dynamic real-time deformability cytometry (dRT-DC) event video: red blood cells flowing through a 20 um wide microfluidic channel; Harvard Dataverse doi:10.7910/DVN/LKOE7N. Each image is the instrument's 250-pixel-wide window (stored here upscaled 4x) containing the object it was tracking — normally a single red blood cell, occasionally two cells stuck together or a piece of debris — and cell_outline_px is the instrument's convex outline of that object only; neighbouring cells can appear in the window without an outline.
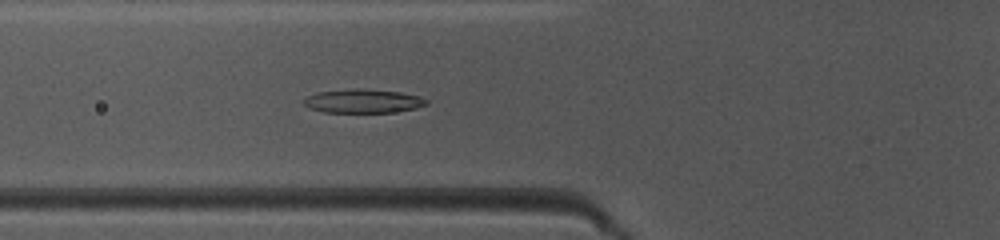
{"species": "common noctule bat (a hibernating species)", "species_latin": "Nyctalus noctula", "temperature_condition": "warm", "stored_images_in_passage": 41, "camera_frame_rate_fps": 3000, "um_per_image_px": 0.085, "animal": {"sex": "female", "body_mass_g": 10.0, "forearm_length_mm": 53.1}, "frame": {"image": 1, "passage_image": 11, "time_ms": 3.333, "image_size_px": [1000, 240], "cell_outline_px": [[428, 104], [416, 108], [392, 112], [324, 112], [308, 108], [304, 104], [304, 100], [308, 96], [320, 92], [356, 88], [360, 88], [400, 92], [420, 96], [428, 100]], "centroid_in_image_um": [30.89, 8.59], "position_along_channel_um": 94.9, "area_um2": 16.88}}
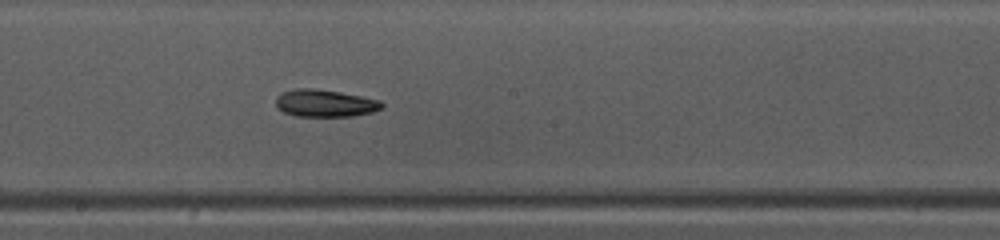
{"frame": {"image": 2, "passage_image": 20, "time_ms": 6.333, "image_size_px": [1000, 240], "cell_outline_px": [[384, 108], [372, 112], [352, 116], [296, 116], [284, 112], [276, 108], [276, 96], [280, 92], [296, 88], [312, 88], [340, 92], [380, 100], [384, 104]], "centroid_in_image_um": [27.6, 8.77], "position_along_channel_um": 220.6, "area_um2": 16.99}}
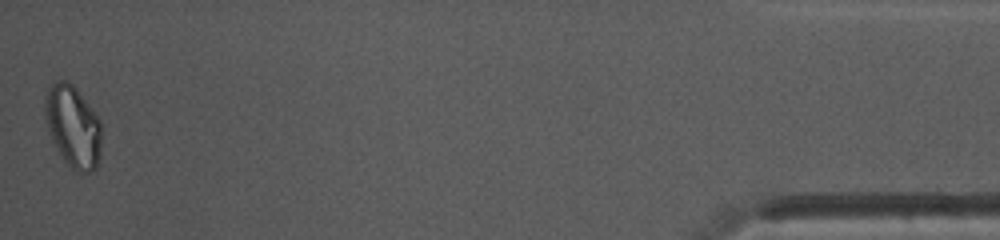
{"frame": {"image": 3, "passage_image": 41, "time_ms": 13.333, "image_size_px": [1000, 240], "cell_outline_px": [[100, 156], [96, 168], [80, 176], [64, 160], [52, 140], [44, 120], [44, 96], [48, 88], [56, 80], [64, 80], [72, 84], [76, 88], [92, 108], [100, 120]], "centroid_in_image_um": [6.18, 10.75], "position_along_channel_um": 429.0, "area_um2": 27.22}, "authors_computed_cell_mechanics": {"area_um2": 17.5134, "velocity_mm_per_s": 4.1686, "shape_relaxation_time_tau1_ms": 4.8911, "shape_relaxation_time_tau2_ms": 4.8544, "deformation_change_tau1": 0.1798, "deformation_change_tau2": 0.1225}}